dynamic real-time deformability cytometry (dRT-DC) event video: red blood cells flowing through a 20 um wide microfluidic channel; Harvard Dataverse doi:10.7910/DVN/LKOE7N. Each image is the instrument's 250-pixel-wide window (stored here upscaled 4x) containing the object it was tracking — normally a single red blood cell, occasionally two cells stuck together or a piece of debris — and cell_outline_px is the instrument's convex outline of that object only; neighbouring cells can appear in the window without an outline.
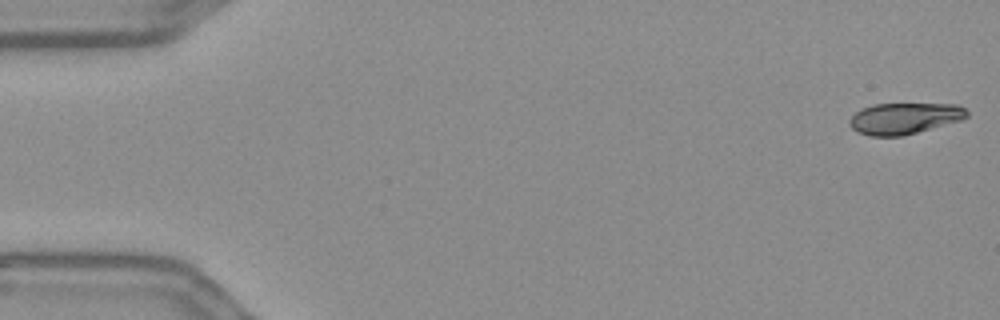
{"species": "Egyptian fruit bat (a non-hibernating species)", "species_latin": "Rousettus aegyptiacus", "temperature_condition": "warm", "stored_images_in_passage": 53, "camera_frame_rate_fps": 3000, "um_per_image_px": 0.085, "frame": {"image": 1, "passage_image": 1, "time_ms": 0.0, "image_size_px": [1000, 320], "cell_outline_px": [[968, 116], [964, 120], [900, 136], [868, 136], [856, 132], [848, 124], [848, 120], [860, 108], [872, 104], [956, 104], [964, 108], [968, 112]], "centroid_in_image_um": [76.85, 10.06], "position_along_channel_um": 8.2, "area_um2": 21.56}}
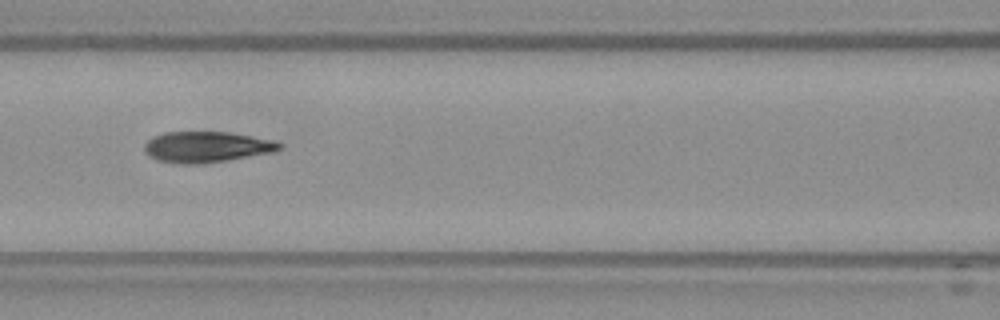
{"frame": {"image": 2, "passage_image": 24, "time_ms": 7.667, "image_size_px": [1000, 320], "cell_outline_px": [[284, 148], [276, 152], [228, 160], [196, 164], [176, 164], [156, 160], [148, 156], [144, 152], [144, 144], [152, 136], [164, 132], [228, 132], [276, 140], [284, 144]], "centroid_in_image_um": [17.58, 12.49], "position_along_channel_um": 149.0, "area_um2": 24.8}}
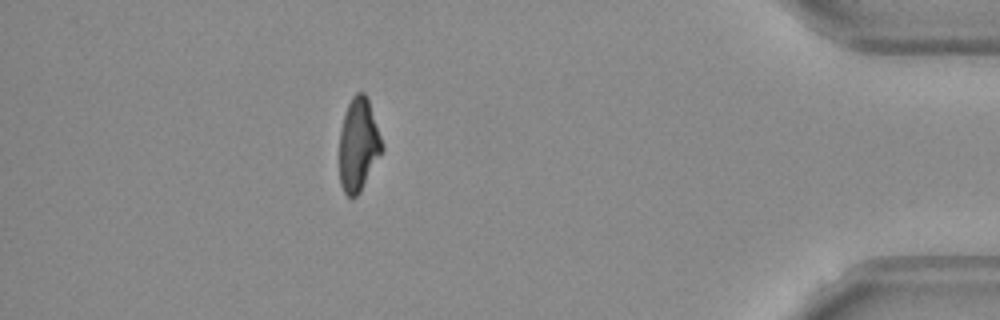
{"frame": {"image": 3, "passage_image": 49, "time_ms": 16.0, "image_size_px": [1000, 320], "cell_outline_px": [[384, 148], [360, 192], [356, 196], [348, 196], [344, 192], [340, 184], [340, 132], [344, 116], [348, 104], [352, 96], [356, 92], [364, 92], [368, 100], [384, 144]], "centroid_in_image_um": [30.47, 12.3], "position_along_channel_um": 404.7, "area_um2": 22.89}}